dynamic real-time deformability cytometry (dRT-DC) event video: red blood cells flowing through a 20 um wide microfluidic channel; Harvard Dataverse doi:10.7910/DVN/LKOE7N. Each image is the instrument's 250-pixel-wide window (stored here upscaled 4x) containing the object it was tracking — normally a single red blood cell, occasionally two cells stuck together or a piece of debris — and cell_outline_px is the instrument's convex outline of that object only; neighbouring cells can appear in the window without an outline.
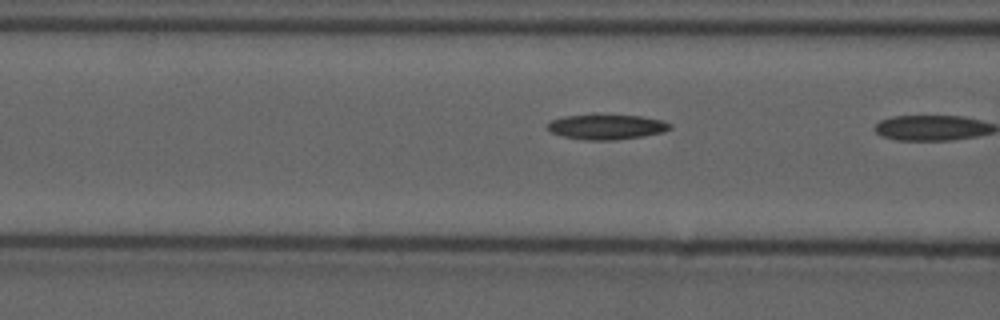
{"species": "common noctule bat (a hibernating species)", "species_latin": "Nyctalus noctula", "temperature_condition": "cold", "stored_images_in_passage": 19, "camera_frame_rate_fps": 3000, "um_per_image_px": 0.085, "animal": {"sex": "male", "forearm_length_mm": 52.5}, "frame": {"image": 1, "passage_image": 18, "time_ms": 5.667, "image_size_px": [1000, 320], "cell_outline_px": [[672, 128], [664, 132], [644, 136], [612, 140], [584, 140], [564, 136], [548, 132], [548, 124], [552, 120], [564, 116], [640, 116], [664, 120], [672, 124]], "centroid_in_image_um": [51.61, 10.8], "position_along_channel_um": 115.0, "area_um2": 17.57}}